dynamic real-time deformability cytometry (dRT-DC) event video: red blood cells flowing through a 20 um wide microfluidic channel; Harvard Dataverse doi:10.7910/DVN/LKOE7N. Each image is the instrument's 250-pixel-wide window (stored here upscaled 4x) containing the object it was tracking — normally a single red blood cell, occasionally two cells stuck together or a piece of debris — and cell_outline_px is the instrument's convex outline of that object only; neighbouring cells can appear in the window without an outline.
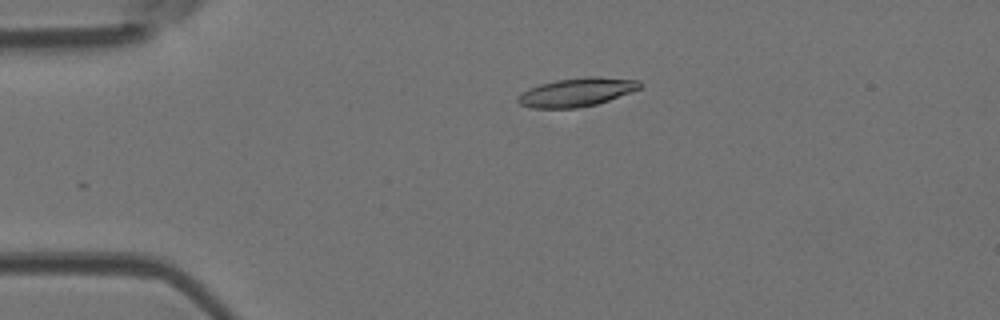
{"species": "Egyptian fruit bat (a non-hibernating species)", "species_latin": "Rousettus aegyptiacus", "temperature_condition": "room temperature", "stored_images_in_passage": 5, "camera_frame_rate_fps": 3000, "um_per_image_px": 0.085, "animal": {"sex": "female"}, "frame": {"image": 1, "passage_image": 4, "time_ms": 3.333, "image_size_px": [1000, 320], "cell_outline_px": [[644, 84], [640, 88], [632, 92], [596, 104], [576, 108], [532, 108], [520, 104], [516, 100], [524, 92], [540, 84], [556, 80], [588, 76], [600, 76], [640, 80]], "centroid_in_image_um": [49.09, 7.82], "position_along_channel_um": 35.9, "area_um2": 20.23}}